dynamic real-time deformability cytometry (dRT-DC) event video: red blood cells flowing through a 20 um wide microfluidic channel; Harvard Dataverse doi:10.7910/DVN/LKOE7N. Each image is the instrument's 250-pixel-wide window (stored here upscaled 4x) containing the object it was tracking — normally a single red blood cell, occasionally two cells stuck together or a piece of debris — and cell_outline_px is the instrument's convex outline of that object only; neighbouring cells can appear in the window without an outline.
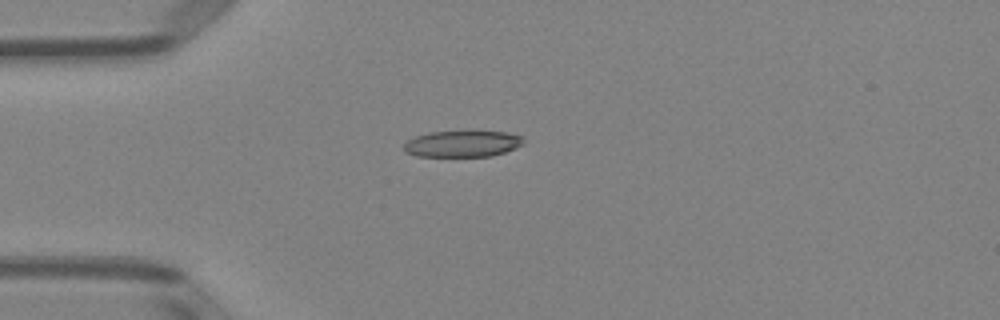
{"species": "Egyptian fruit bat (a non-hibernating species)", "species_latin": "Rousettus aegyptiacus", "temperature_condition": "room temperature", "stored_images_in_passage": 5, "camera_frame_rate_fps": 3000, "um_per_image_px": 0.085, "animal": {"sex": "female"}, "frame": {"image": 1, "passage_image": 4, "time_ms": 3.667, "image_size_px": [1000, 320], "cell_outline_px": [[524, 144], [516, 148], [492, 156], [416, 156], [404, 152], [404, 144], [408, 140], [416, 136], [432, 132], [508, 132], [524, 136]], "centroid_in_image_um": [39.34, 12.23], "position_along_channel_um": 45.7, "area_um2": 18.26}}